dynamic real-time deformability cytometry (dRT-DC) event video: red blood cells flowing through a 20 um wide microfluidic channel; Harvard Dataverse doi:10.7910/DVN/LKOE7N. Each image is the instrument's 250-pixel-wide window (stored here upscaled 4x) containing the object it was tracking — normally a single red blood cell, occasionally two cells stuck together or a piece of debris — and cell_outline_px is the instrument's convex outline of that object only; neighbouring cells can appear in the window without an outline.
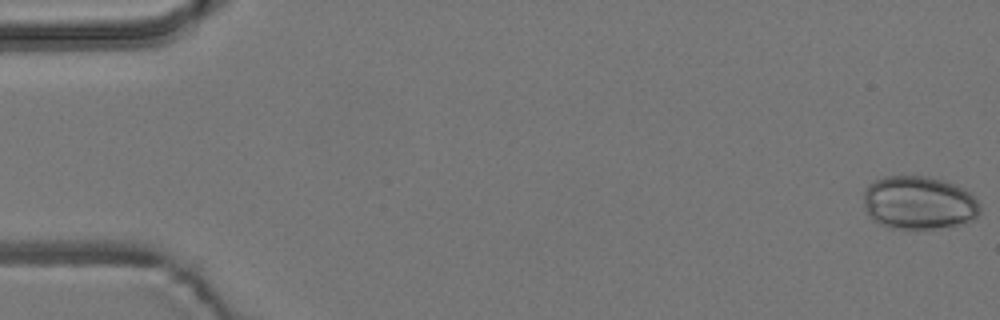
{"species": "common noctule bat (a hibernating species)", "species_latin": "Nyctalus noctula", "temperature_condition": "room temperature", "stored_images_in_passage": 6, "camera_frame_rate_fps": 3000, "um_per_image_px": 0.085, "animal": {"sex": "male", "body_mass_g": 19.2, "forearm_length_mm": 51.8}, "frame": {"image": 1, "passage_image": 1, "time_ms": 0.0, "image_size_px": [1000, 320], "cell_outline_px": [[980, 212], [968, 224], [932, 228], [892, 228], [880, 224], [872, 220], [864, 208], [864, 192], [868, 184], [884, 176], [924, 176], [940, 180], [964, 188], [972, 192], [980, 208]], "centroid_in_image_um": [78.1, 17.24], "position_along_channel_um": 6.9, "area_um2": 36.24}}